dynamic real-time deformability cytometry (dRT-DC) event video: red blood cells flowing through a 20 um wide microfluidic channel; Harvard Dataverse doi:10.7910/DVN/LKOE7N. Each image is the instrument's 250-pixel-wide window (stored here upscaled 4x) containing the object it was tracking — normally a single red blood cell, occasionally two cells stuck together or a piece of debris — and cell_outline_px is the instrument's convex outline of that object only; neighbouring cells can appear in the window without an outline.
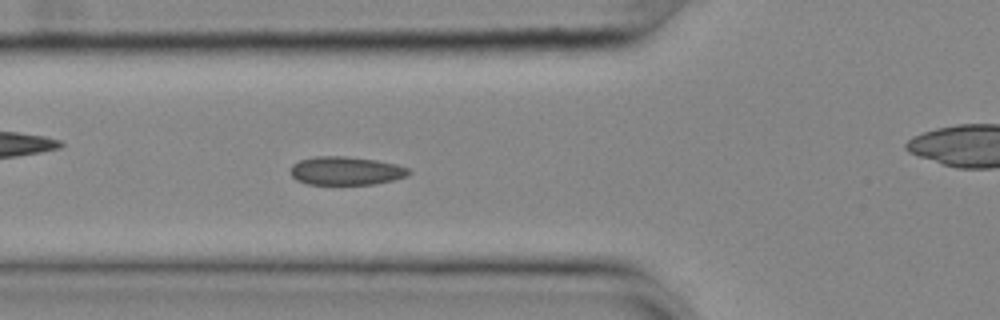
{"species": "common noctule bat (a hibernating species)", "species_latin": "Nyctalus noctula", "temperature_condition": "cold", "stored_images_in_passage": 49, "camera_frame_rate_fps": 3000, "um_per_image_px": 0.085, "animal": {"sex": "female", "body_mass_g": 25.1}, "frame": {"image": 1, "passage_image": 13, "time_ms": 4.0, "image_size_px": [1000, 320], "cell_outline_px": [[412, 172], [408, 176], [376, 184], [308, 184], [296, 180], [292, 176], [288, 168], [292, 164], [300, 160], [316, 156], [348, 156], [376, 160], [396, 164], [408, 168]], "centroid_in_image_um": [29.39, 14.51], "position_along_channel_um": 96.4, "area_um2": 19.77}}
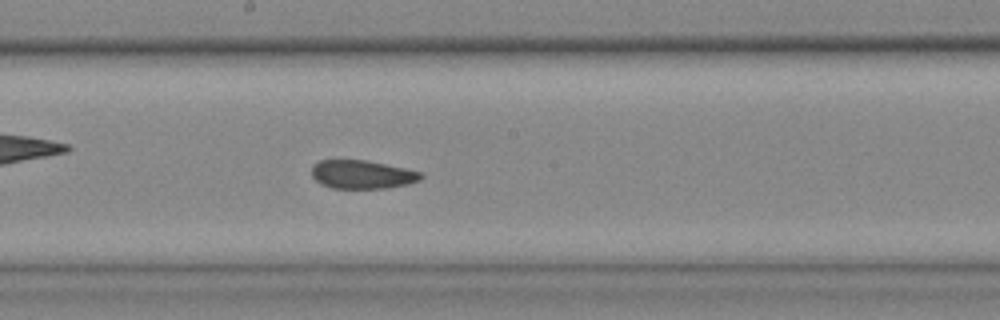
{"frame": {"image": 2, "passage_image": 23, "time_ms": 7.333, "image_size_px": [1000, 320], "cell_outline_px": [[424, 176], [420, 180], [408, 184], [388, 188], [332, 188], [320, 184], [312, 176], [312, 164], [320, 160], [368, 160], [404, 168], [420, 172]], "centroid_in_image_um": [30.77, 14.83], "position_along_channel_um": 217.4, "area_um2": 18.21}}
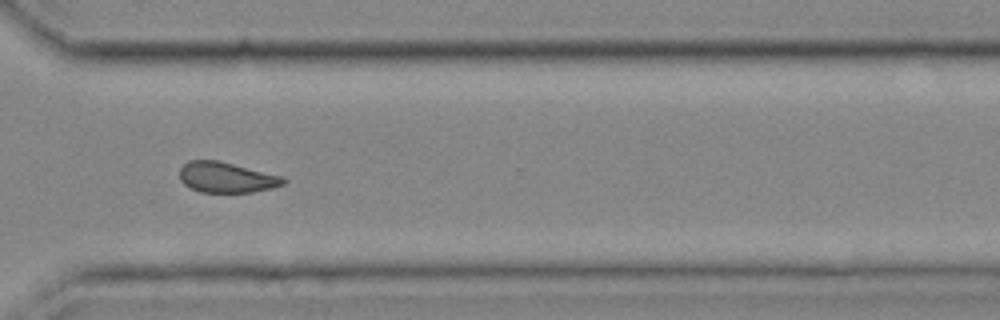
{"frame": {"image": 3, "passage_image": 34, "time_ms": 11.0, "image_size_px": [1000, 320], "cell_outline_px": [[288, 180], [284, 184], [272, 188], [252, 192], [200, 192], [184, 184], [180, 180], [180, 168], [188, 160], [220, 160], [284, 176]], "centroid_in_image_um": [19.28, 15.06], "position_along_channel_um": 351.3, "area_um2": 18.67}, "authors_computed_cell_mechanics": {"area_um2": 19.0162, "velocity_mm_per_s": 3.6401, "shape_relaxation_time_tau1_ms": null, "shape_relaxation_time_tau2_ms": 4.061, "deformation_change_tau1": null, "deformation_change_tau2": 0.0636}}